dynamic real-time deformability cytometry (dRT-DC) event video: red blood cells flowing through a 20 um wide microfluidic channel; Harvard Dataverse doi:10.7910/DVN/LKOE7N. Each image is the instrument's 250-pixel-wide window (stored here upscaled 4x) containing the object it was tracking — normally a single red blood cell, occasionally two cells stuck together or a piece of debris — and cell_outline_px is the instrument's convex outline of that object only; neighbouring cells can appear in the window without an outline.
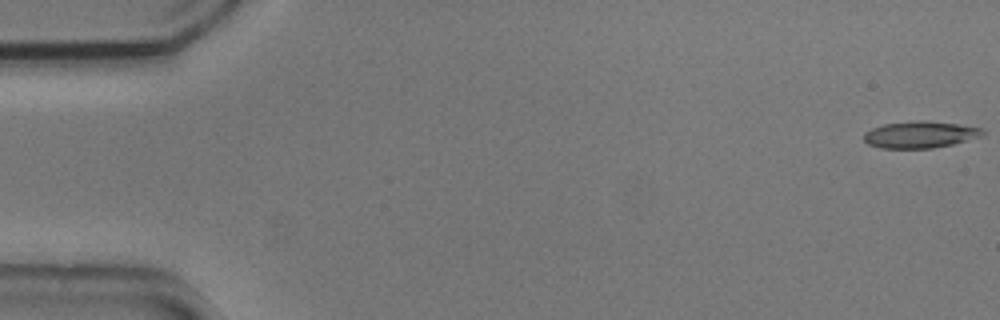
{"species": "common noctule bat (a hibernating species)", "species_latin": "Nyctalus noctula", "temperature_condition": "cold", "stored_images_in_passage": 9, "camera_frame_rate_fps": 3000, "um_per_image_px": 0.085, "animal": {"sex": "male", "body_mass_g": 20.5, "forearm_length_mm": 52.5}, "frame": {"image": 1, "passage_image": 1, "time_ms": 0.0, "image_size_px": [1000, 320], "cell_outline_px": [[984, 136], [952, 144], [932, 148], [880, 148], [868, 144], [864, 140], [864, 132], [872, 128], [884, 124], [920, 120], [924, 120], [956, 124], [984, 128]], "centroid_in_image_um": [78.22, 11.44], "position_along_channel_um": 6.8, "area_um2": 18.5}}